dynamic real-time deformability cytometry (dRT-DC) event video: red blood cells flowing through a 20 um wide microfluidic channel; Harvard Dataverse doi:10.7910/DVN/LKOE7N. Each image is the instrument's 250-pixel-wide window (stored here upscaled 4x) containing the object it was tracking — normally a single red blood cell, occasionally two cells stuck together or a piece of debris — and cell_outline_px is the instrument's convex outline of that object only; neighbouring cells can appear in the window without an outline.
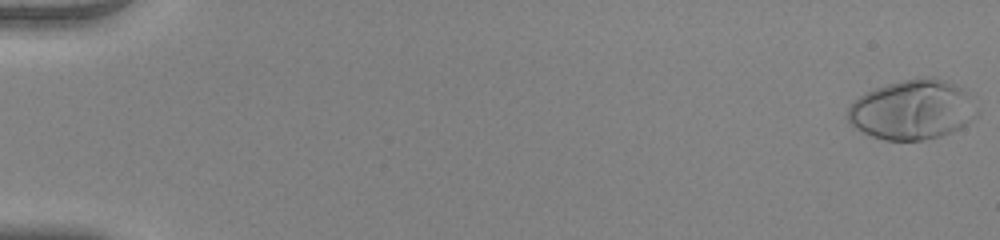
{"species": "human", "species_latin": "Homo sapiens", "temperature_condition": "warm", "stored_images_in_passage": 54, "camera_frame_rate_fps": 3000, "um_per_image_px": 0.085, "donor": {"sex": "female"}, "frame": {"image": 1, "passage_image": 1, "time_ms": 0.0, "image_size_px": [1000, 240], "cell_outline_px": [[980, 112], [976, 116], [960, 128], [952, 132], [940, 136], [924, 140], [884, 140], [872, 136], [856, 128], [848, 120], [848, 108], [860, 96], [876, 88], [900, 80], [928, 76], [932, 76], [948, 80], [968, 88]], "centroid_in_image_um": [77.65, 9.3], "position_along_channel_um": 7.3, "area_um2": 45.49}}
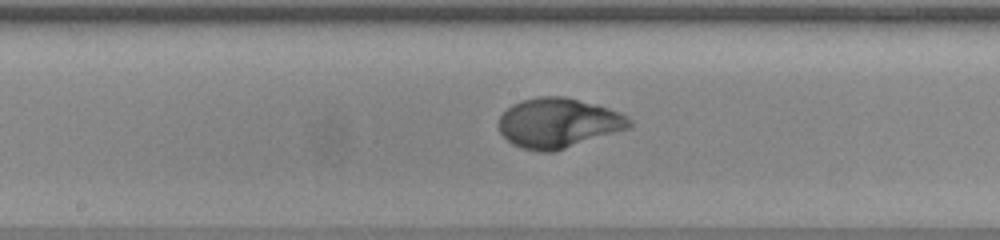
{"frame": {"image": 2, "passage_image": 30, "time_ms": 9.667, "image_size_px": [1000, 240], "cell_outline_px": [[632, 124], [628, 128], [556, 152], [540, 152], [520, 148], [512, 144], [500, 132], [500, 116], [512, 104], [536, 96], [564, 96], [596, 104], [620, 112], [628, 116], [632, 120]], "centroid_in_image_um": [47.47, 10.46], "position_along_channel_um": 200.7, "area_um2": 37.97}}
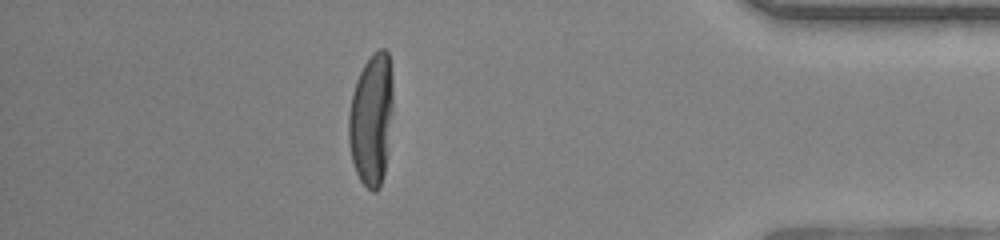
{"frame": {"image": 3, "passage_image": 48, "time_ms": 15.667, "image_size_px": [1000, 240], "cell_outline_px": [[392, 108], [388, 152], [384, 172], [380, 188], [376, 192], [372, 192], [360, 180], [356, 172], [352, 160], [348, 140], [348, 116], [352, 92], [356, 80], [364, 64], [380, 48], [384, 48], [388, 52], [392, 72]], "centroid_in_image_um": [31.56, 10.16], "position_along_channel_um": 403.6, "area_um2": 34.28}, "authors_computed_cell_mechanics": {"area_um2": 37.6278, "velocity_mm_per_s": 3.9388, "shape_relaxation_time_tau1_ms": 3.0058, "shape_relaxation_time_tau2_ms": null, "deformation_change_tau1": 0.2498, "deformation_change_tau2": null}}